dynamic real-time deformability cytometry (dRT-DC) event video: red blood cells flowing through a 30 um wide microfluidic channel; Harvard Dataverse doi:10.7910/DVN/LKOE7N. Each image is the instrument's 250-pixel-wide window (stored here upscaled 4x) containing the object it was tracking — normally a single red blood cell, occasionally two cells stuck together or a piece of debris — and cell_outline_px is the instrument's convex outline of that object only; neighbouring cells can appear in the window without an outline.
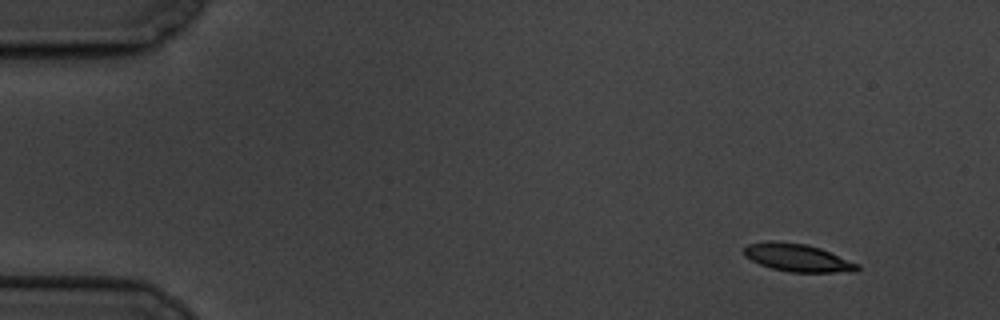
{"species": "common noctule bat (a hibernating species)", "species_latin": "Nyctalus noctula", "temperature_condition": "cold", "stored_images_in_passage": 7, "camera_frame_rate_fps": 3000, "um_per_image_px": 0.085, "animal": {"sex": "male", "body_mass_g": 19.5, "forearm_length_mm": 54.6}, "frame": {"image": 1, "passage_image": 1, "time_ms": 0.0, "image_size_px": [1000, 320], "cell_outline_px": [[860, 268], [856, 272], [788, 272], [772, 268], [760, 264], [744, 256], [744, 248], [748, 244], [768, 240], [772, 240], [808, 244], [820, 248], [860, 264]], "centroid_in_image_um": [67.81, 21.9], "position_along_channel_um": 17.2, "area_um2": 18.5}}
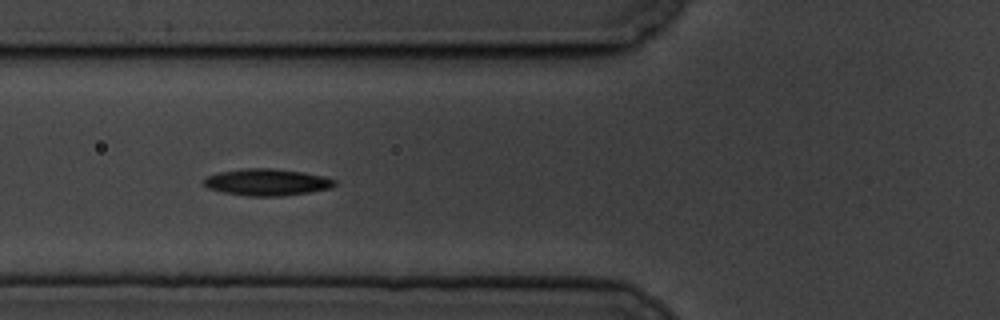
{"frame": {"image": 2, "passage_image": 6, "time_ms": 5.667, "image_size_px": [1000, 320], "cell_outline_px": [[336, 184], [332, 188], [308, 192], [280, 196], [248, 196], [224, 192], [208, 188], [204, 184], [204, 176], [220, 172], [240, 168], [276, 168], [304, 172], [324, 176], [336, 180]], "centroid_in_image_um": [22.69, 15.47], "position_along_channel_um": 103.1, "area_um2": 20.52}}
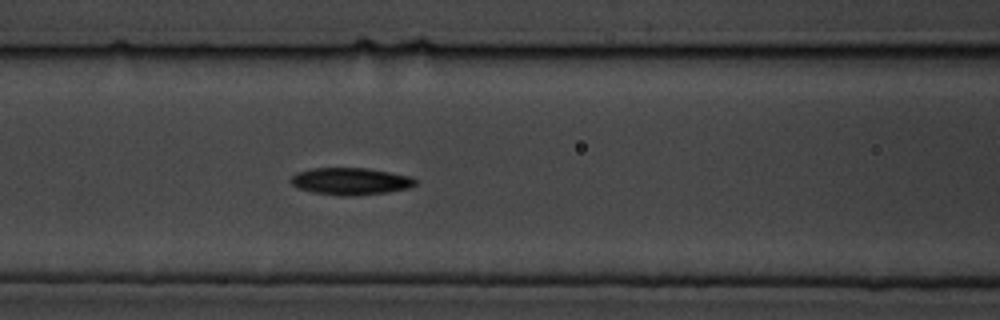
{"frame": {"image": 3, "passage_image": 7, "time_ms": 6.667, "image_size_px": [1000, 320], "cell_outline_px": [[416, 184], [408, 188], [388, 192], [352, 196], [344, 196], [312, 192], [300, 188], [292, 184], [288, 180], [296, 172], [308, 168], [368, 168], [412, 176], [416, 180]], "centroid_in_image_um": [29.79, 15.4], "position_along_channel_um": 136.8, "area_um2": 19.77}}